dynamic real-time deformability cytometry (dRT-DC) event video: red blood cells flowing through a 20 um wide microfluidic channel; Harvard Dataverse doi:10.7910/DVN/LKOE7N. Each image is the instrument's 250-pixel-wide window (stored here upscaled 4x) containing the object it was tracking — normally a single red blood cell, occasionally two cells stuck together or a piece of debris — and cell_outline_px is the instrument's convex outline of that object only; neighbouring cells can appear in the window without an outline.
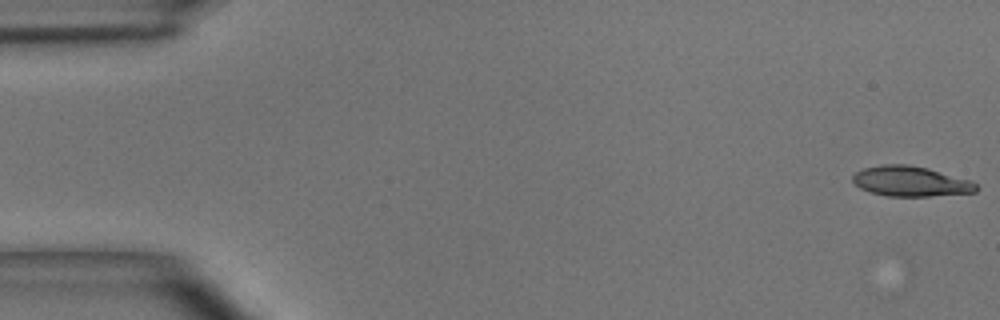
{"species": "common noctule bat (a hibernating species)", "species_latin": "Nyctalus noctula", "temperature_condition": "room temperature", "stored_images_in_passage": 18, "camera_frame_rate_fps": 3000, "um_per_image_px": 0.085, "animal": {"sex": "male", "body_mass_g": 15.6}, "frame": {"image": 1, "passage_image": 1, "time_ms": 0.0, "image_size_px": [1000, 320], "cell_outline_px": [[980, 188], [976, 192], [928, 196], [888, 196], [872, 192], [860, 188], [852, 180], [852, 176], [856, 172], [864, 168], [884, 164], [908, 164], [928, 168], [972, 180]], "centroid_in_image_um": [77.44, 15.4], "position_along_channel_um": 7.6, "area_um2": 21.73}}
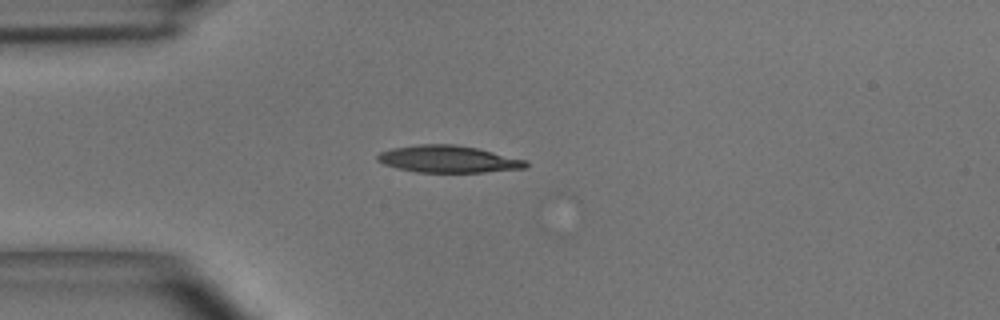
{"frame": {"image": 2, "passage_image": 13, "time_ms": 4.0, "image_size_px": [1000, 320], "cell_outline_px": [[528, 168], [484, 172], [416, 172], [396, 168], [384, 164], [376, 160], [376, 156], [380, 152], [392, 148], [420, 144], [456, 144], [476, 148], [528, 160]], "centroid_in_image_um": [38.11, 13.52], "position_along_channel_um": 46.9, "area_um2": 23.47}}